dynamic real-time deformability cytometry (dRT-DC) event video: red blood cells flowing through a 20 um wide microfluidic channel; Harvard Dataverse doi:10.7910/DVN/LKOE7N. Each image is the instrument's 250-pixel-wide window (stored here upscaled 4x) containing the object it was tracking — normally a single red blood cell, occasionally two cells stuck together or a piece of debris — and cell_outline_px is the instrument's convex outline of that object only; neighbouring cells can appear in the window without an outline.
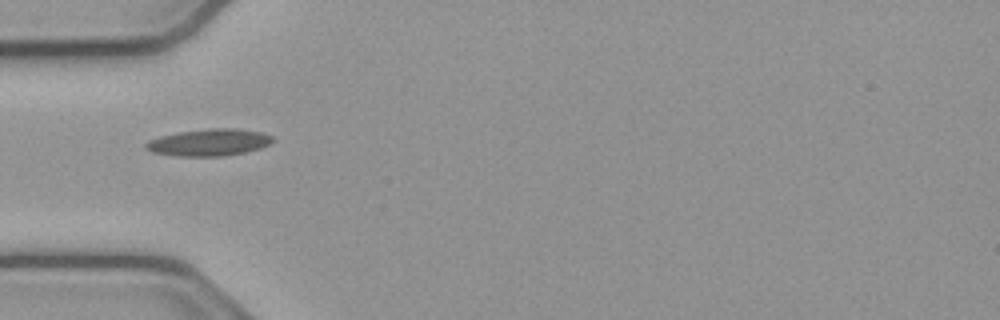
{"species": "common noctule bat (a hibernating species)", "species_latin": "Nyctalus noctula", "temperature_condition": "cold", "stored_images_in_passage": 30, "camera_frame_rate_fps": 3000, "um_per_image_px": 0.085, "animal": {"sex": "male", "body_mass_g": 23.1, "forearm_length_mm": 52.7}, "frame": {"image": 1, "passage_image": 1, "time_ms": 0.0, "image_size_px": [1000, 320], "cell_outline_px": [[276, 140], [260, 148], [244, 152], [224, 156], [172, 156], [152, 152], [144, 148], [144, 144], [148, 140], [160, 136], [180, 132], [212, 128], [236, 128], [260, 132], [272, 136]], "centroid_in_image_um": [17.74, 12.11], "position_along_channel_um": 67.3, "area_um2": 19.94}}
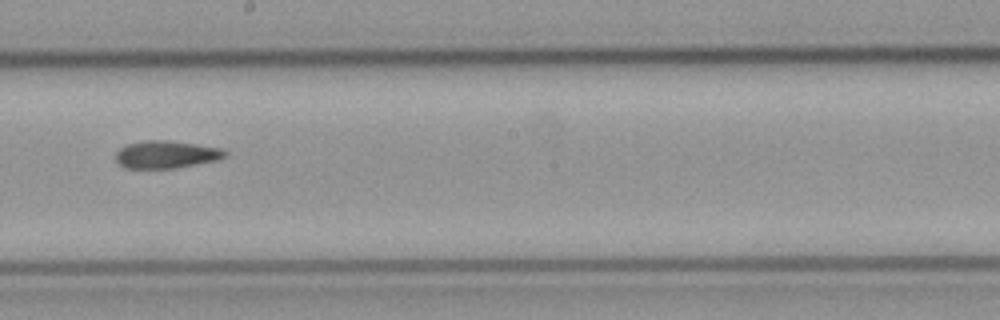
{"frame": {"image": 2, "passage_image": 14, "time_ms": 4.333, "image_size_px": [1000, 320], "cell_outline_px": [[228, 152], [224, 156], [216, 160], [172, 168], [124, 168], [116, 160], [116, 152], [120, 148], [128, 144], [144, 140], [168, 140], [196, 144], [220, 148]], "centroid_in_image_um": [14.09, 13.12], "position_along_channel_um": 234.1, "area_um2": 17.28}}
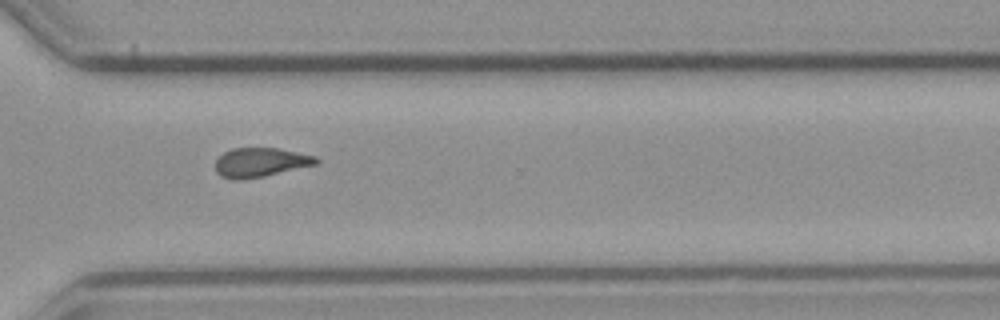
{"frame": {"image": 3, "passage_image": 23, "time_ms": 7.333, "image_size_px": [1000, 320], "cell_outline_px": [[320, 160], [316, 164], [264, 176], [240, 180], [232, 180], [220, 176], [216, 172], [216, 160], [224, 152], [232, 148], [276, 148], [316, 156]], "centroid_in_image_um": [22.11, 13.81], "position_along_channel_um": 348.5, "area_um2": 17.05}, "authors_computed_cell_mechanics": {"area_um2": 17.7735, "velocity_mm_per_s": 3.8285, "shape_relaxation_time_tau1_ms": null, "shape_relaxation_time_tau2_ms": 7.002, "deformation_change_tau1": null, "deformation_change_tau2": 0.1614}}